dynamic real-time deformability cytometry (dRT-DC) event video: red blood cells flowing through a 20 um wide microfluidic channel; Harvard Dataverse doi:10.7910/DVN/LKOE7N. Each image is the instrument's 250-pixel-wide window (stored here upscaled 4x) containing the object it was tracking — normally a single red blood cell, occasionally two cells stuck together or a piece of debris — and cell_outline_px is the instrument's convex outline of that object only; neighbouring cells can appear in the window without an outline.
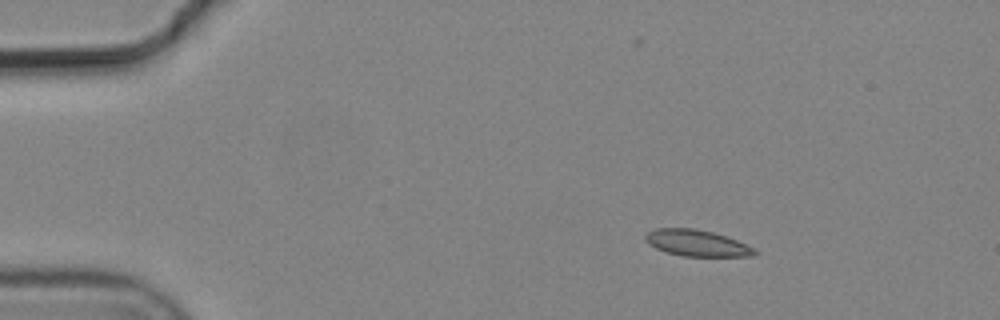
{"species": "common noctule bat (a hibernating species)", "species_latin": "Nyctalus noctula", "temperature_condition": "cold", "stored_images_in_passage": 4, "camera_frame_rate_fps": 3000, "um_per_image_px": 0.085, "animal": {"sex": "male", "body_mass_g": 19.2, "forearm_length_mm": 51.8}, "frame": {"image": 1, "passage_image": 2, "time_ms": 0.333, "image_size_px": [1000, 320], "cell_outline_px": [[760, 252], [756, 256], [684, 256], [668, 252], [656, 248], [648, 244], [644, 236], [648, 232], [656, 228], [696, 228], [712, 232], [736, 240], [756, 248]], "centroid_in_image_um": [59.27, 20.66], "position_along_channel_um": 25.7, "area_um2": 16.76}}